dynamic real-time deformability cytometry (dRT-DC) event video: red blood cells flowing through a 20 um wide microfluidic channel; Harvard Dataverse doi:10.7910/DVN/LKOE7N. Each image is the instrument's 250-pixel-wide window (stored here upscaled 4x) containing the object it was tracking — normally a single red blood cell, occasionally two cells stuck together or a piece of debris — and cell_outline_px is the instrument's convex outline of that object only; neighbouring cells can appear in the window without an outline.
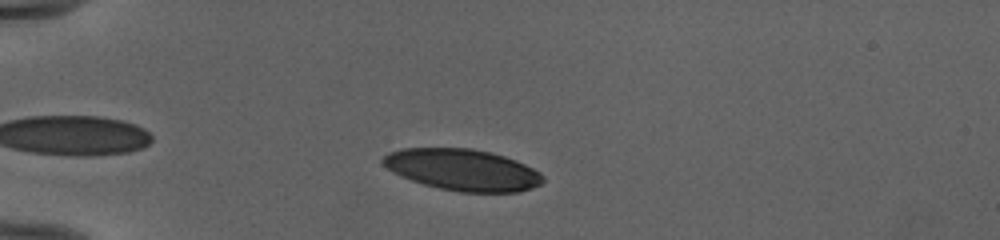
{"species": "human", "species_latin": "Homo sapiens", "temperature_condition": "cold", "stored_images_in_passage": 40, "camera_frame_rate_fps": 3000, "um_per_image_px": 0.085, "donor": {"sex": "female"}, "frame": {"image": 1, "passage_image": 7, "time_ms": 2.0, "image_size_px": [1000, 240], "cell_outline_px": [[544, 180], [540, 184], [532, 188], [520, 192], [460, 192], [440, 188], [424, 184], [400, 176], [392, 172], [380, 160], [388, 152], [404, 148], [472, 148], [504, 156], [516, 160], [540, 172], [544, 176]], "centroid_in_image_um": [39.32, 14.43], "position_along_channel_um": 45.7, "area_um2": 38.61}}
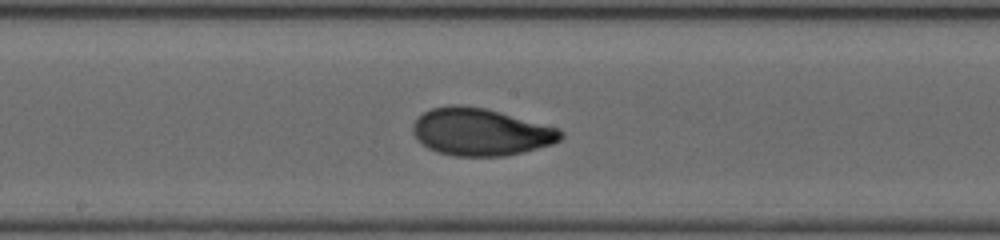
{"frame": {"image": 2, "passage_image": 22, "time_ms": 7.0, "image_size_px": [1000, 240], "cell_outline_px": [[564, 136], [560, 140], [552, 144], [504, 156], [456, 156], [436, 152], [428, 148], [412, 132], [412, 124], [424, 112], [432, 108], [448, 104], [460, 104], [484, 108], [500, 112], [560, 128], [564, 132]], "centroid_in_image_um": [40.86, 11.2], "position_along_channel_um": 207.3, "area_um2": 40.69}}
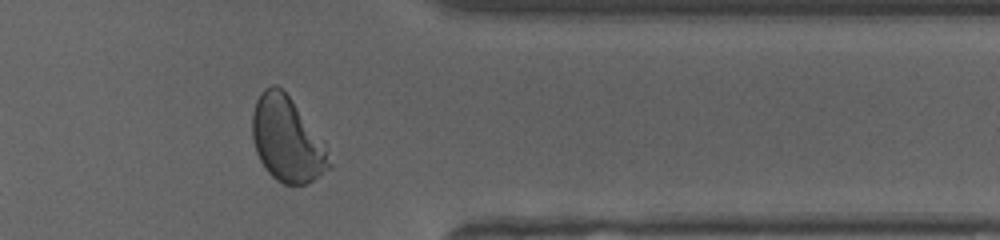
{"frame": {"image": 3, "passage_image": 36, "time_ms": 11.667, "image_size_px": [1000, 240], "cell_outline_px": [[332, 168], [312, 180], [304, 184], [284, 184], [276, 180], [264, 168], [256, 152], [252, 136], [252, 112], [256, 100], [260, 92], [264, 88], [272, 84], [276, 84], [288, 96], [324, 140], [332, 164]], "centroid_in_image_um": [24.4, 11.86], "position_along_channel_um": 387.0, "area_um2": 38.15}, "authors_computed_cell_mechanics": {"area_um2": 39.6219, "velocity_mm_per_s": 3.9808, "shape_relaxation_time_tau1_ms": 3.6462, "shape_relaxation_time_tau2_ms": 1.0067, "deformation_change_tau1": 0.1834, "deformation_change_tau2": 0.0549}}